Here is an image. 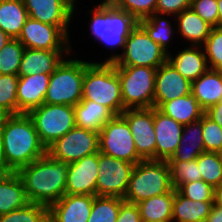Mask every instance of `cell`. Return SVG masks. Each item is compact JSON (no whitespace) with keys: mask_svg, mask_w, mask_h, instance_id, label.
Wrapping results in <instances>:
<instances>
[{"mask_svg":"<svg viewBox=\"0 0 222 222\" xmlns=\"http://www.w3.org/2000/svg\"><path fill=\"white\" fill-rule=\"evenodd\" d=\"M81 100L95 101L107 107L115 116L121 115V84L112 63L95 61L85 69Z\"/></svg>","mask_w":222,"mask_h":222,"instance_id":"cell-3","label":"cell"},{"mask_svg":"<svg viewBox=\"0 0 222 222\" xmlns=\"http://www.w3.org/2000/svg\"><path fill=\"white\" fill-rule=\"evenodd\" d=\"M178 32L182 38L189 41L192 46H202L207 40L212 26L204 21L196 12L191 8L183 10L175 16Z\"/></svg>","mask_w":222,"mask_h":222,"instance_id":"cell-26","label":"cell"},{"mask_svg":"<svg viewBox=\"0 0 222 222\" xmlns=\"http://www.w3.org/2000/svg\"><path fill=\"white\" fill-rule=\"evenodd\" d=\"M98 153L68 163L65 194L96 196Z\"/></svg>","mask_w":222,"mask_h":222,"instance_id":"cell-15","label":"cell"},{"mask_svg":"<svg viewBox=\"0 0 222 222\" xmlns=\"http://www.w3.org/2000/svg\"><path fill=\"white\" fill-rule=\"evenodd\" d=\"M24 50L18 39H10L0 50V74L18 75Z\"/></svg>","mask_w":222,"mask_h":222,"instance_id":"cell-35","label":"cell"},{"mask_svg":"<svg viewBox=\"0 0 222 222\" xmlns=\"http://www.w3.org/2000/svg\"><path fill=\"white\" fill-rule=\"evenodd\" d=\"M94 196L65 194L49 207L50 222H88Z\"/></svg>","mask_w":222,"mask_h":222,"instance_id":"cell-19","label":"cell"},{"mask_svg":"<svg viewBox=\"0 0 222 222\" xmlns=\"http://www.w3.org/2000/svg\"><path fill=\"white\" fill-rule=\"evenodd\" d=\"M168 61V53L155 43L138 24L125 40L121 54H113L104 63L117 66H144L158 68Z\"/></svg>","mask_w":222,"mask_h":222,"instance_id":"cell-8","label":"cell"},{"mask_svg":"<svg viewBox=\"0 0 222 222\" xmlns=\"http://www.w3.org/2000/svg\"><path fill=\"white\" fill-rule=\"evenodd\" d=\"M72 9H73V13H75V5L76 4V0H64Z\"/></svg>","mask_w":222,"mask_h":222,"instance_id":"cell-53","label":"cell"},{"mask_svg":"<svg viewBox=\"0 0 222 222\" xmlns=\"http://www.w3.org/2000/svg\"><path fill=\"white\" fill-rule=\"evenodd\" d=\"M189 146V147H188ZM205 152L202 137V117L200 120L184 125L176 152L168 161H191Z\"/></svg>","mask_w":222,"mask_h":222,"instance_id":"cell-28","label":"cell"},{"mask_svg":"<svg viewBox=\"0 0 222 222\" xmlns=\"http://www.w3.org/2000/svg\"><path fill=\"white\" fill-rule=\"evenodd\" d=\"M158 110L183 126L200 120L205 113L192 93L167 101Z\"/></svg>","mask_w":222,"mask_h":222,"instance_id":"cell-27","label":"cell"},{"mask_svg":"<svg viewBox=\"0 0 222 222\" xmlns=\"http://www.w3.org/2000/svg\"><path fill=\"white\" fill-rule=\"evenodd\" d=\"M202 47L209 68L222 71V27H212Z\"/></svg>","mask_w":222,"mask_h":222,"instance_id":"cell-39","label":"cell"},{"mask_svg":"<svg viewBox=\"0 0 222 222\" xmlns=\"http://www.w3.org/2000/svg\"><path fill=\"white\" fill-rule=\"evenodd\" d=\"M205 114L222 127V101L209 107Z\"/></svg>","mask_w":222,"mask_h":222,"instance_id":"cell-46","label":"cell"},{"mask_svg":"<svg viewBox=\"0 0 222 222\" xmlns=\"http://www.w3.org/2000/svg\"><path fill=\"white\" fill-rule=\"evenodd\" d=\"M190 93L191 82L184 78L169 61L157 68L153 108L158 109L163 103Z\"/></svg>","mask_w":222,"mask_h":222,"instance_id":"cell-16","label":"cell"},{"mask_svg":"<svg viewBox=\"0 0 222 222\" xmlns=\"http://www.w3.org/2000/svg\"><path fill=\"white\" fill-rule=\"evenodd\" d=\"M0 167H5L4 152H3V142H2L1 133H0Z\"/></svg>","mask_w":222,"mask_h":222,"instance_id":"cell-51","label":"cell"},{"mask_svg":"<svg viewBox=\"0 0 222 222\" xmlns=\"http://www.w3.org/2000/svg\"><path fill=\"white\" fill-rule=\"evenodd\" d=\"M24 183L17 172H7L0 178V215L29 204Z\"/></svg>","mask_w":222,"mask_h":222,"instance_id":"cell-24","label":"cell"},{"mask_svg":"<svg viewBox=\"0 0 222 222\" xmlns=\"http://www.w3.org/2000/svg\"><path fill=\"white\" fill-rule=\"evenodd\" d=\"M8 116L3 110L0 109V129L3 125L5 118Z\"/></svg>","mask_w":222,"mask_h":222,"instance_id":"cell-52","label":"cell"},{"mask_svg":"<svg viewBox=\"0 0 222 222\" xmlns=\"http://www.w3.org/2000/svg\"><path fill=\"white\" fill-rule=\"evenodd\" d=\"M202 137L205 151L222 154V127L205 113L202 116Z\"/></svg>","mask_w":222,"mask_h":222,"instance_id":"cell-41","label":"cell"},{"mask_svg":"<svg viewBox=\"0 0 222 222\" xmlns=\"http://www.w3.org/2000/svg\"><path fill=\"white\" fill-rule=\"evenodd\" d=\"M25 48L71 50L70 36L60 27L28 17L17 38ZM70 43V44H69Z\"/></svg>","mask_w":222,"mask_h":222,"instance_id":"cell-13","label":"cell"},{"mask_svg":"<svg viewBox=\"0 0 222 222\" xmlns=\"http://www.w3.org/2000/svg\"><path fill=\"white\" fill-rule=\"evenodd\" d=\"M71 50H41L25 48L20 63L18 76L33 74H51L57 66L71 54Z\"/></svg>","mask_w":222,"mask_h":222,"instance_id":"cell-21","label":"cell"},{"mask_svg":"<svg viewBox=\"0 0 222 222\" xmlns=\"http://www.w3.org/2000/svg\"><path fill=\"white\" fill-rule=\"evenodd\" d=\"M98 166L96 195L124 198L135 164L98 152Z\"/></svg>","mask_w":222,"mask_h":222,"instance_id":"cell-12","label":"cell"},{"mask_svg":"<svg viewBox=\"0 0 222 222\" xmlns=\"http://www.w3.org/2000/svg\"><path fill=\"white\" fill-rule=\"evenodd\" d=\"M121 84L123 111L125 109L153 108L156 68L144 66H117Z\"/></svg>","mask_w":222,"mask_h":222,"instance_id":"cell-7","label":"cell"},{"mask_svg":"<svg viewBox=\"0 0 222 222\" xmlns=\"http://www.w3.org/2000/svg\"><path fill=\"white\" fill-rule=\"evenodd\" d=\"M91 13L89 27L92 36L106 47L122 48L124 50L125 40L138 25V21L126 11L114 7L108 0H103Z\"/></svg>","mask_w":222,"mask_h":222,"instance_id":"cell-4","label":"cell"},{"mask_svg":"<svg viewBox=\"0 0 222 222\" xmlns=\"http://www.w3.org/2000/svg\"><path fill=\"white\" fill-rule=\"evenodd\" d=\"M92 62L79 59H67L51 73L45 104L75 106L82 99V86L85 69Z\"/></svg>","mask_w":222,"mask_h":222,"instance_id":"cell-6","label":"cell"},{"mask_svg":"<svg viewBox=\"0 0 222 222\" xmlns=\"http://www.w3.org/2000/svg\"><path fill=\"white\" fill-rule=\"evenodd\" d=\"M27 114L46 149L76 126L74 106L71 105L43 103Z\"/></svg>","mask_w":222,"mask_h":222,"instance_id":"cell-9","label":"cell"},{"mask_svg":"<svg viewBox=\"0 0 222 222\" xmlns=\"http://www.w3.org/2000/svg\"><path fill=\"white\" fill-rule=\"evenodd\" d=\"M191 93L204 111L219 103L222 98V71L209 68L191 82Z\"/></svg>","mask_w":222,"mask_h":222,"instance_id":"cell-23","label":"cell"},{"mask_svg":"<svg viewBox=\"0 0 222 222\" xmlns=\"http://www.w3.org/2000/svg\"><path fill=\"white\" fill-rule=\"evenodd\" d=\"M174 190L137 203L142 221L172 222Z\"/></svg>","mask_w":222,"mask_h":222,"instance_id":"cell-31","label":"cell"},{"mask_svg":"<svg viewBox=\"0 0 222 222\" xmlns=\"http://www.w3.org/2000/svg\"><path fill=\"white\" fill-rule=\"evenodd\" d=\"M7 172L8 171L5 169V167H0V178Z\"/></svg>","mask_w":222,"mask_h":222,"instance_id":"cell-54","label":"cell"},{"mask_svg":"<svg viewBox=\"0 0 222 222\" xmlns=\"http://www.w3.org/2000/svg\"><path fill=\"white\" fill-rule=\"evenodd\" d=\"M51 74L19 76L17 84V114H27L41 106L47 93Z\"/></svg>","mask_w":222,"mask_h":222,"instance_id":"cell-20","label":"cell"},{"mask_svg":"<svg viewBox=\"0 0 222 222\" xmlns=\"http://www.w3.org/2000/svg\"><path fill=\"white\" fill-rule=\"evenodd\" d=\"M170 168L171 185L176 189L181 184L202 180L199 175L197 160L167 161Z\"/></svg>","mask_w":222,"mask_h":222,"instance_id":"cell-37","label":"cell"},{"mask_svg":"<svg viewBox=\"0 0 222 222\" xmlns=\"http://www.w3.org/2000/svg\"><path fill=\"white\" fill-rule=\"evenodd\" d=\"M196 160L202 180L213 188L220 186L222 184V154L205 151Z\"/></svg>","mask_w":222,"mask_h":222,"instance_id":"cell-33","label":"cell"},{"mask_svg":"<svg viewBox=\"0 0 222 222\" xmlns=\"http://www.w3.org/2000/svg\"><path fill=\"white\" fill-rule=\"evenodd\" d=\"M28 16L42 23L60 27L69 36L73 9L64 0H23Z\"/></svg>","mask_w":222,"mask_h":222,"instance_id":"cell-18","label":"cell"},{"mask_svg":"<svg viewBox=\"0 0 222 222\" xmlns=\"http://www.w3.org/2000/svg\"><path fill=\"white\" fill-rule=\"evenodd\" d=\"M214 205L222 207V184L214 188Z\"/></svg>","mask_w":222,"mask_h":222,"instance_id":"cell-48","label":"cell"},{"mask_svg":"<svg viewBox=\"0 0 222 222\" xmlns=\"http://www.w3.org/2000/svg\"><path fill=\"white\" fill-rule=\"evenodd\" d=\"M153 125L156 134L155 160L168 161L179 146L184 126L157 108H153Z\"/></svg>","mask_w":222,"mask_h":222,"instance_id":"cell-17","label":"cell"},{"mask_svg":"<svg viewBox=\"0 0 222 222\" xmlns=\"http://www.w3.org/2000/svg\"><path fill=\"white\" fill-rule=\"evenodd\" d=\"M18 75L0 74V109L8 115H17Z\"/></svg>","mask_w":222,"mask_h":222,"instance_id":"cell-38","label":"cell"},{"mask_svg":"<svg viewBox=\"0 0 222 222\" xmlns=\"http://www.w3.org/2000/svg\"><path fill=\"white\" fill-rule=\"evenodd\" d=\"M190 8L212 27L218 26L217 0H191Z\"/></svg>","mask_w":222,"mask_h":222,"instance_id":"cell-43","label":"cell"},{"mask_svg":"<svg viewBox=\"0 0 222 222\" xmlns=\"http://www.w3.org/2000/svg\"><path fill=\"white\" fill-rule=\"evenodd\" d=\"M191 0H158L156 4V12L163 16H175L183 10L189 9Z\"/></svg>","mask_w":222,"mask_h":222,"instance_id":"cell-44","label":"cell"},{"mask_svg":"<svg viewBox=\"0 0 222 222\" xmlns=\"http://www.w3.org/2000/svg\"><path fill=\"white\" fill-rule=\"evenodd\" d=\"M205 222H222V207L213 204Z\"/></svg>","mask_w":222,"mask_h":222,"instance_id":"cell-47","label":"cell"},{"mask_svg":"<svg viewBox=\"0 0 222 222\" xmlns=\"http://www.w3.org/2000/svg\"><path fill=\"white\" fill-rule=\"evenodd\" d=\"M190 47V48H189ZM168 61L190 82L197 80L208 69L209 65L202 46H188L178 54H168Z\"/></svg>","mask_w":222,"mask_h":222,"instance_id":"cell-22","label":"cell"},{"mask_svg":"<svg viewBox=\"0 0 222 222\" xmlns=\"http://www.w3.org/2000/svg\"><path fill=\"white\" fill-rule=\"evenodd\" d=\"M75 125L100 133L101 128L115 115L105 106L90 100H81L74 106Z\"/></svg>","mask_w":222,"mask_h":222,"instance_id":"cell-25","label":"cell"},{"mask_svg":"<svg viewBox=\"0 0 222 222\" xmlns=\"http://www.w3.org/2000/svg\"><path fill=\"white\" fill-rule=\"evenodd\" d=\"M162 15L163 14L155 12L149 17L138 21V24L155 43L169 54L170 39H172V35L177 32L175 29L173 30V25H171L170 21Z\"/></svg>","mask_w":222,"mask_h":222,"instance_id":"cell-32","label":"cell"},{"mask_svg":"<svg viewBox=\"0 0 222 222\" xmlns=\"http://www.w3.org/2000/svg\"><path fill=\"white\" fill-rule=\"evenodd\" d=\"M214 201H192L174 189L172 222H205Z\"/></svg>","mask_w":222,"mask_h":222,"instance_id":"cell-29","label":"cell"},{"mask_svg":"<svg viewBox=\"0 0 222 222\" xmlns=\"http://www.w3.org/2000/svg\"><path fill=\"white\" fill-rule=\"evenodd\" d=\"M12 39L5 32L0 29V50L4 47V45Z\"/></svg>","mask_w":222,"mask_h":222,"instance_id":"cell-49","label":"cell"},{"mask_svg":"<svg viewBox=\"0 0 222 222\" xmlns=\"http://www.w3.org/2000/svg\"><path fill=\"white\" fill-rule=\"evenodd\" d=\"M170 168L167 161L142 160L135 164L124 201L139 203L157 195L172 192Z\"/></svg>","mask_w":222,"mask_h":222,"instance_id":"cell-5","label":"cell"},{"mask_svg":"<svg viewBox=\"0 0 222 222\" xmlns=\"http://www.w3.org/2000/svg\"><path fill=\"white\" fill-rule=\"evenodd\" d=\"M218 5V27H222V0H217Z\"/></svg>","mask_w":222,"mask_h":222,"instance_id":"cell-50","label":"cell"},{"mask_svg":"<svg viewBox=\"0 0 222 222\" xmlns=\"http://www.w3.org/2000/svg\"><path fill=\"white\" fill-rule=\"evenodd\" d=\"M68 163L53 159L48 153L20 168L29 202L48 208L65 195Z\"/></svg>","mask_w":222,"mask_h":222,"instance_id":"cell-2","label":"cell"},{"mask_svg":"<svg viewBox=\"0 0 222 222\" xmlns=\"http://www.w3.org/2000/svg\"><path fill=\"white\" fill-rule=\"evenodd\" d=\"M176 190L192 201H214V188L203 180L181 184Z\"/></svg>","mask_w":222,"mask_h":222,"instance_id":"cell-42","label":"cell"},{"mask_svg":"<svg viewBox=\"0 0 222 222\" xmlns=\"http://www.w3.org/2000/svg\"><path fill=\"white\" fill-rule=\"evenodd\" d=\"M99 152V133L75 126L47 148L55 160L72 163Z\"/></svg>","mask_w":222,"mask_h":222,"instance_id":"cell-11","label":"cell"},{"mask_svg":"<svg viewBox=\"0 0 222 222\" xmlns=\"http://www.w3.org/2000/svg\"><path fill=\"white\" fill-rule=\"evenodd\" d=\"M99 152L133 164L142 161L128 123L121 115L114 116L101 128Z\"/></svg>","mask_w":222,"mask_h":222,"instance_id":"cell-10","label":"cell"},{"mask_svg":"<svg viewBox=\"0 0 222 222\" xmlns=\"http://www.w3.org/2000/svg\"><path fill=\"white\" fill-rule=\"evenodd\" d=\"M49 208L47 206L29 203L26 206L0 215V222H48Z\"/></svg>","mask_w":222,"mask_h":222,"instance_id":"cell-36","label":"cell"},{"mask_svg":"<svg viewBox=\"0 0 222 222\" xmlns=\"http://www.w3.org/2000/svg\"><path fill=\"white\" fill-rule=\"evenodd\" d=\"M121 116L128 123L138 156L142 160H155L153 108L125 109Z\"/></svg>","mask_w":222,"mask_h":222,"instance_id":"cell-14","label":"cell"},{"mask_svg":"<svg viewBox=\"0 0 222 222\" xmlns=\"http://www.w3.org/2000/svg\"><path fill=\"white\" fill-rule=\"evenodd\" d=\"M28 12L23 0H0V29L12 39H17Z\"/></svg>","mask_w":222,"mask_h":222,"instance_id":"cell-30","label":"cell"},{"mask_svg":"<svg viewBox=\"0 0 222 222\" xmlns=\"http://www.w3.org/2000/svg\"><path fill=\"white\" fill-rule=\"evenodd\" d=\"M123 201L121 197L94 196L88 222H116Z\"/></svg>","mask_w":222,"mask_h":222,"instance_id":"cell-34","label":"cell"},{"mask_svg":"<svg viewBox=\"0 0 222 222\" xmlns=\"http://www.w3.org/2000/svg\"><path fill=\"white\" fill-rule=\"evenodd\" d=\"M114 7L131 14L137 21L156 12L158 0H108Z\"/></svg>","mask_w":222,"mask_h":222,"instance_id":"cell-40","label":"cell"},{"mask_svg":"<svg viewBox=\"0 0 222 222\" xmlns=\"http://www.w3.org/2000/svg\"><path fill=\"white\" fill-rule=\"evenodd\" d=\"M0 133L8 172H17L47 153L28 114L8 115Z\"/></svg>","mask_w":222,"mask_h":222,"instance_id":"cell-1","label":"cell"},{"mask_svg":"<svg viewBox=\"0 0 222 222\" xmlns=\"http://www.w3.org/2000/svg\"><path fill=\"white\" fill-rule=\"evenodd\" d=\"M116 222H142L138 205L123 201Z\"/></svg>","mask_w":222,"mask_h":222,"instance_id":"cell-45","label":"cell"}]
</instances>
